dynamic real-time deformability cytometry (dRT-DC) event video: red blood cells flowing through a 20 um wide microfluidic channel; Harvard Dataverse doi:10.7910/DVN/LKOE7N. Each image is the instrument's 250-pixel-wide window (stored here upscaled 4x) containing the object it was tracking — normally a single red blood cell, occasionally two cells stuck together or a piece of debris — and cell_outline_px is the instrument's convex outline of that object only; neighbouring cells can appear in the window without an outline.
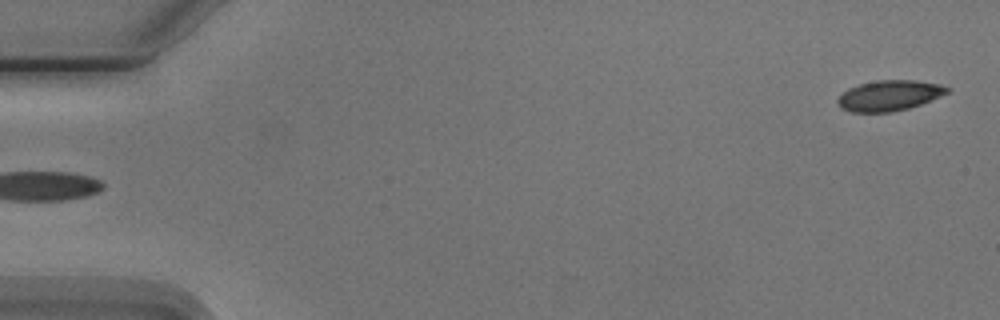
{"species": "Egyptian fruit bat (a non-hibernating species)", "species_latin": "Rousettus aegyptiacus", "temperature_condition": "cold", "stored_images_in_passage": 5, "camera_frame_rate_fps": 3000, "um_per_image_px": 0.085, "animal": {"sex": "male"}, "frame": {"image": 1, "passage_image": 5, "time_ms": 4.667, "image_size_px": [1000, 320], "cell_outline_px": [[952, 88], [948, 92], [940, 96], [920, 104], [908, 108], [892, 112], [852, 112], [840, 108], [836, 104], [836, 100], [848, 88], [860, 84], [876, 80], [916, 80], [940, 84]], "centroid_in_image_um": [75.57, 8.12], "position_along_channel_um": 9.4, "area_um2": 19.48}}